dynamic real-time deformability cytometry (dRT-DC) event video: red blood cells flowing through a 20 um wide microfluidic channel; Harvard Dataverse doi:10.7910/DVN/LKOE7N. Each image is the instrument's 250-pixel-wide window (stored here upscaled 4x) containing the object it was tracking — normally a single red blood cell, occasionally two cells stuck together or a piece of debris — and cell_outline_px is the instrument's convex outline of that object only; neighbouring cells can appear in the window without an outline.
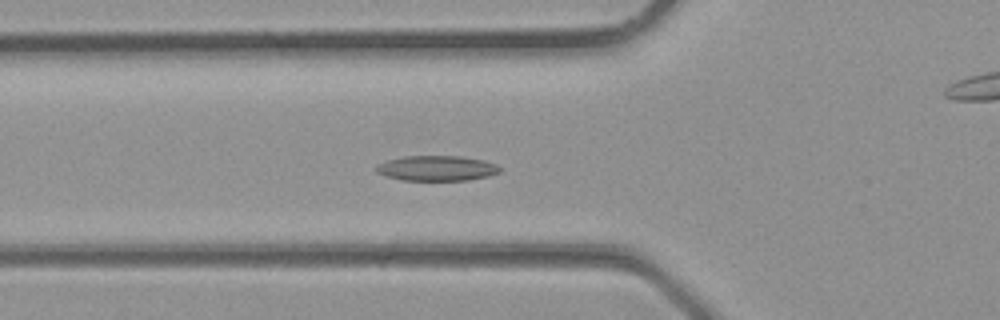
{"species": "common noctule bat (a hibernating species)", "species_latin": "Nyctalus noctula", "temperature_condition": "room temperature", "stored_images_in_passage": 35, "camera_frame_rate_fps": 3000, "um_per_image_px": 0.085, "animal": {"sex": "male", "body_mass_g": 23.1, "forearm_length_mm": 52.7}, "frame": {"image": 1, "passage_image": 12, "time_ms": 3.667, "image_size_px": [1000, 320], "cell_outline_px": [[500, 172], [488, 176], [468, 180], [404, 180], [388, 176], [376, 172], [376, 164], [388, 160], [404, 156], [460, 156], [484, 160], [496, 164], [500, 168]], "centroid_in_image_um": [37.13, 14.29], "position_along_channel_um": 88.7, "area_um2": 18.03}}
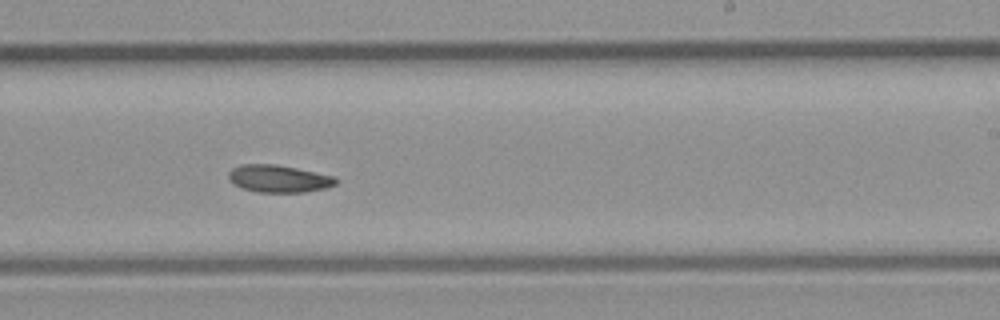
{"frame": {"image": 2, "passage_image": 21, "time_ms": 6.667, "image_size_px": [1000, 320], "cell_outline_px": [[340, 180], [336, 184], [328, 188], [304, 192], [256, 192], [232, 184], [228, 180], [228, 172], [232, 168], [240, 164], [276, 164], [336, 176]], "centroid_in_image_um": [23.71, 15.18], "position_along_channel_um": 265.3, "area_um2": 17.4}}
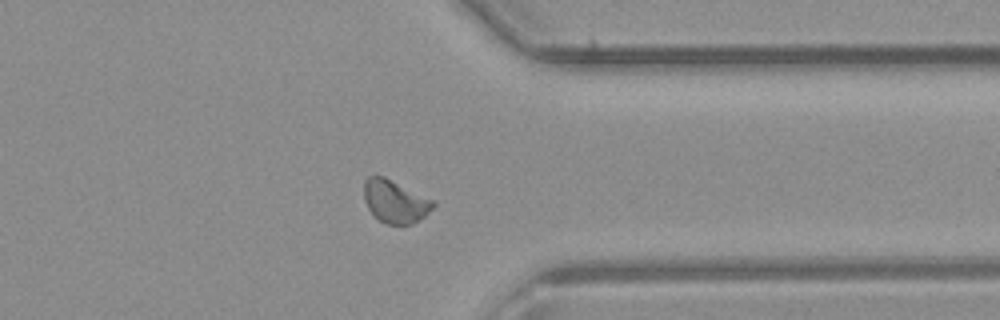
{"frame": {"image": 3, "passage_image": 27, "time_ms": 8.667, "image_size_px": [1000, 320], "cell_outline_px": [[436, 204], [424, 216], [412, 224], [400, 228], [384, 224], [368, 208], [364, 200], [364, 180], [368, 176], [384, 176], [436, 200]], "centroid_in_image_um": [33.6, 17.15], "position_along_channel_um": 377.8, "area_um2": 17.74}}